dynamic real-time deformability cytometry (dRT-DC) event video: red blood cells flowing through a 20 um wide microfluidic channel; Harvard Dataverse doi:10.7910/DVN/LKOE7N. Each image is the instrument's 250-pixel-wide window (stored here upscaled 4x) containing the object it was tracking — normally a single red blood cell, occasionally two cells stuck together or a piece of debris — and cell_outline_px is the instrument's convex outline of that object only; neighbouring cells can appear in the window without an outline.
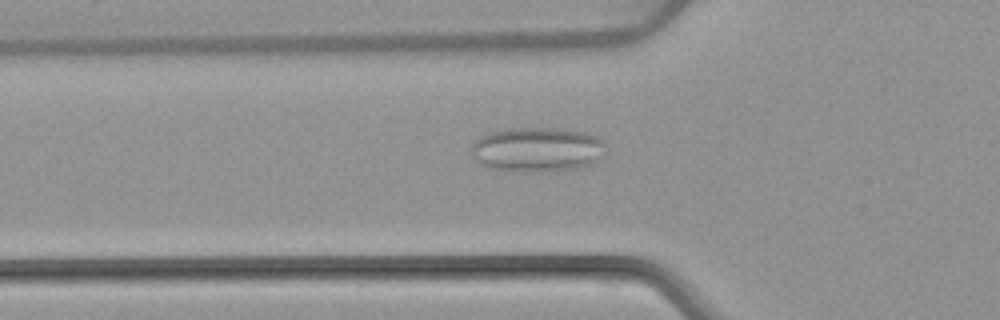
{"species": "common noctule bat (a hibernating species)", "species_latin": "Nyctalus noctula", "temperature_condition": "warm", "stored_images_in_passage": 37, "camera_frame_rate_fps": 3000, "um_per_image_px": 0.085, "animal": {"sex": "female", "body_mass_g": 22.7, "forearm_length_mm": 54.2}, "frame": {"image": 1, "passage_image": 2, "time_ms": 0.333, "image_size_px": [1000, 320], "cell_outline_px": [[604, 144], [596, 160], [592, 164], [580, 168], [540, 172], [508, 172], [488, 168], [480, 164], [476, 160], [472, 152], [472, 144], [480, 136], [492, 132], [508, 128], [560, 128], [584, 132], [596, 136]], "centroid_in_image_um": [45.59, 12.73], "position_along_channel_um": 80.2, "area_um2": 35.03}}
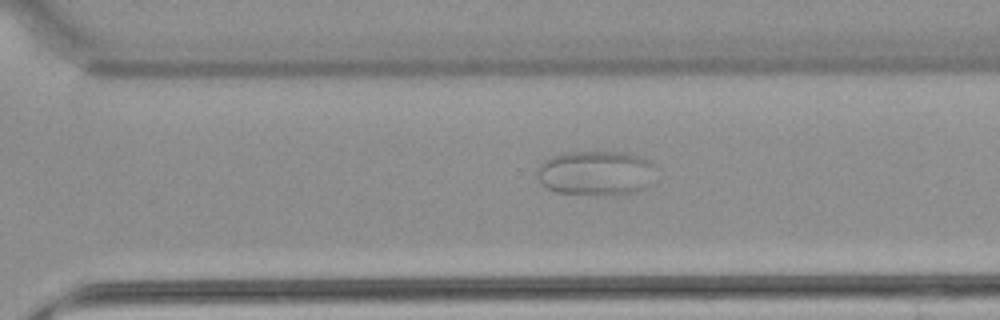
{"frame": {"image": 2, "passage_image": 21, "time_ms": 6.667, "image_size_px": [1000, 320], "cell_outline_px": [[652, 164], [644, 188], [636, 192], [620, 196], [556, 192], [548, 188], [540, 180], [536, 168], [544, 160], [552, 156], [564, 152], [628, 152], [640, 156]], "centroid_in_image_um": [50.57, 14.71], "position_along_channel_um": 320.0, "area_um2": 30.46}}
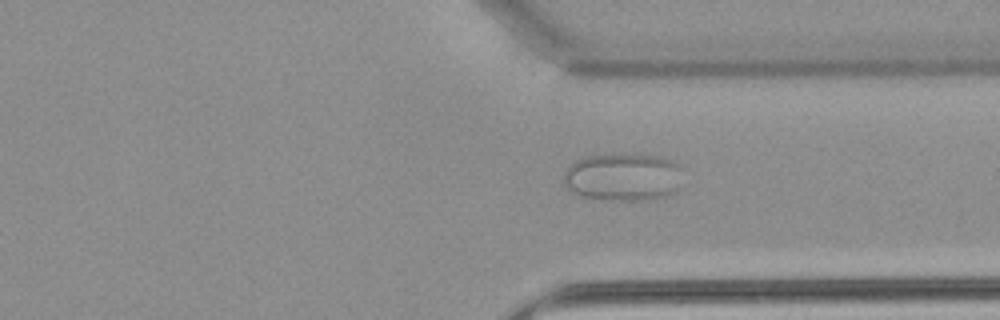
{"frame": {"image": 3, "passage_image": 24, "time_ms": 7.667, "image_size_px": [1000, 320], "cell_outline_px": [[680, 168], [676, 188], [668, 196], [648, 200], [604, 200], [580, 196], [568, 188], [564, 184], [564, 172], [568, 164], [584, 156], [620, 152], [636, 152], [656, 156], [680, 164]], "centroid_in_image_um": [52.89, 15.01], "position_along_channel_um": 358.5, "area_um2": 33.81}}